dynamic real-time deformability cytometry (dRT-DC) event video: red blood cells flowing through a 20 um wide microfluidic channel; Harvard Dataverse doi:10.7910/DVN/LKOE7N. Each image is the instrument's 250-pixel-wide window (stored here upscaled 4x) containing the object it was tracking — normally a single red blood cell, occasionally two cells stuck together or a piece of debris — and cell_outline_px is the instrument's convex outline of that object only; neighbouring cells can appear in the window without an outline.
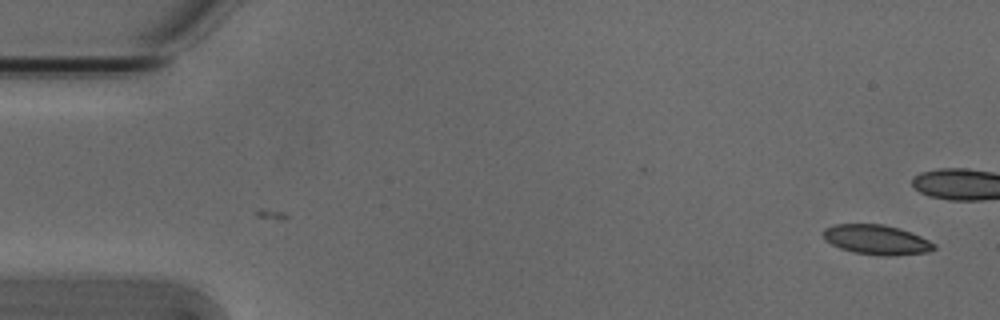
{"species": "Egyptian fruit bat (a non-hibernating species)", "species_latin": "Rousettus aegyptiacus", "temperature_condition": "cold", "stored_images_in_passage": 11, "camera_frame_rate_fps": 3000, "um_per_image_px": 0.085, "animal": {"sex": "male"}, "frame": {"image": 1, "passage_image": 1, "time_ms": 0.0, "image_size_px": [1000, 320], "cell_outline_px": [[936, 248], [928, 252], [896, 256], [880, 256], [852, 252], [840, 248], [824, 240], [824, 228], [832, 224], [884, 224], [900, 228], [912, 232], [936, 244]], "centroid_in_image_um": [74.52, 20.38], "position_along_channel_um": 10.5, "area_um2": 19.48}}